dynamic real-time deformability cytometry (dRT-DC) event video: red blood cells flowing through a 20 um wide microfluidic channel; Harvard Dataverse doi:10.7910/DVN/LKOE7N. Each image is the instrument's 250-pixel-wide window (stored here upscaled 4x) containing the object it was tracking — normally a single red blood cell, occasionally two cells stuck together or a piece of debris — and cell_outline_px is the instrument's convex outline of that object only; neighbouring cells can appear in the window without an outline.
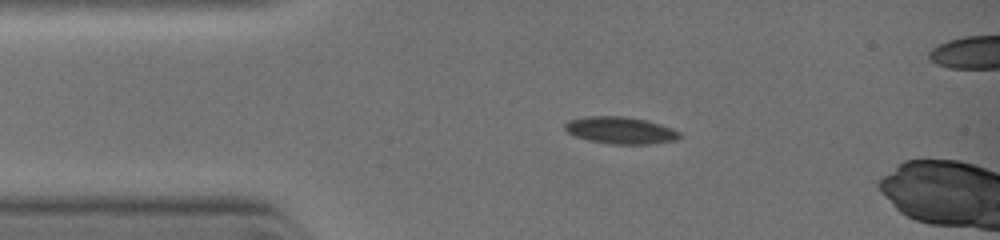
{"species": "common noctule bat (a hibernating species)", "species_latin": "Nyctalus noctula", "temperature_condition": "warm", "stored_images_in_passage": 5, "camera_frame_rate_fps": 3000, "um_per_image_px": 0.085, "animal": {"sex": "female", "body_mass_g": 19.0, "forearm_length_mm": 51.5}, "frame": {"image": 1, "passage_image": 1, "time_ms": 0.0, "image_size_px": [1000, 240], "cell_outline_px": [[684, 136], [676, 140], [648, 144], [612, 144], [588, 140], [576, 136], [568, 132], [564, 128], [564, 124], [568, 120], [584, 116], [624, 116], [648, 120], [672, 128], [680, 132]], "centroid_in_image_um": [52.76, 11.07], "position_along_channel_um": 32.2, "area_um2": 18.21}}